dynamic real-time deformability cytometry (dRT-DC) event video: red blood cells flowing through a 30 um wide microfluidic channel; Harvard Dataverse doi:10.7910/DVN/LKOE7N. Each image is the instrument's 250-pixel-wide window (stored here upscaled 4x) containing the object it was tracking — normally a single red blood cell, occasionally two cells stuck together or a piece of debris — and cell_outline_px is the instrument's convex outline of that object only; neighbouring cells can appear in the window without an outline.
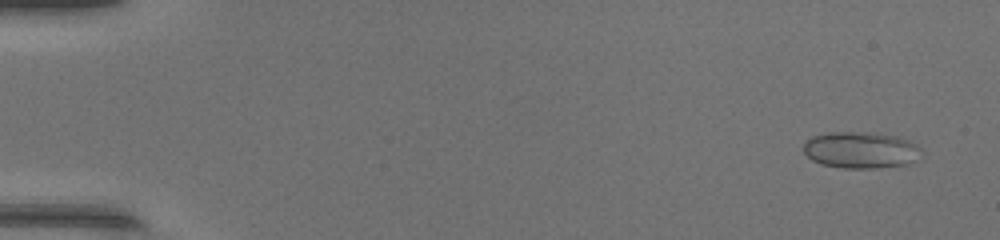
{"species": "common noctule bat (a hibernating species)", "species_latin": "Nyctalus noctula", "temperature_condition": "warm", "stored_images_in_passage": 48, "camera_frame_rate_fps": 3000, "um_per_image_px": 0.085, "animal": {"sex": "female", "body_mass_g": 17.0, "forearm_length_mm": 48.0}, "frame": {"image": 1, "passage_image": 3, "time_ms": 0.667, "image_size_px": [1000, 240], "cell_outline_px": [[924, 152], [920, 160], [908, 164], [876, 168], [844, 168], [820, 164], [812, 160], [804, 152], [804, 144], [812, 136], [828, 132], [864, 132], [900, 136], [916, 144]], "centroid_in_image_um": [73.23, 12.76], "position_along_channel_um": 11.8, "area_um2": 25.43}}
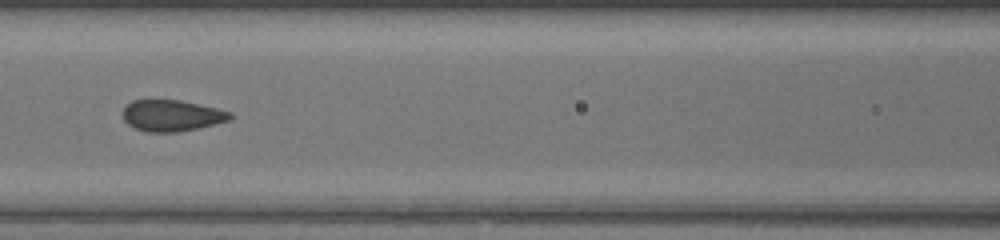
{"frame": {"image": 2, "passage_image": 23, "time_ms": 7.333, "image_size_px": [1000, 240], "cell_outline_px": [[232, 116], [228, 120], [196, 128], [176, 132], [148, 132], [136, 128], [128, 124], [124, 120], [124, 108], [132, 100], [180, 100], [216, 108], [232, 112]], "centroid_in_image_um": [14.58, 9.82], "position_along_channel_um": 152.0, "area_um2": 19.19}}
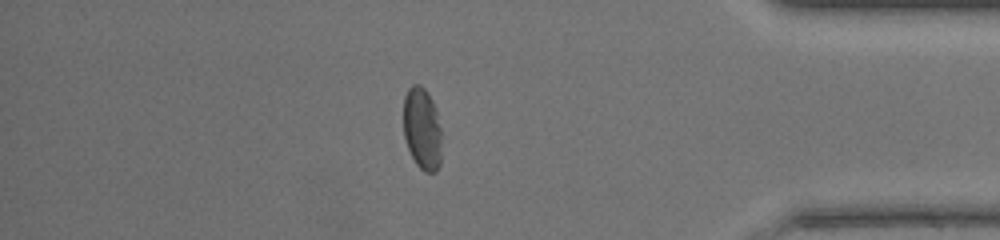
{"frame": {"image": 3, "passage_image": 42, "time_ms": 13.667, "image_size_px": [1000, 240], "cell_outline_px": [[440, 164], [436, 172], [424, 172], [416, 164], [408, 148], [404, 136], [404, 96], [408, 88], [412, 84], [420, 84], [428, 92], [436, 108], [440, 128]], "centroid_in_image_um": [35.87, 10.92], "position_along_channel_um": 399.3, "area_um2": 18.32}, "authors_computed_cell_mechanics": {"area_um2": 20.4034, "velocity_mm_per_s": 4.3878, "shape_relaxation_time_tau1_ms": 8.2219, "shape_relaxation_time_tau2_ms": 0.4743, "deformation_change_tau1": 0.1636, "deformation_change_tau2": 0.0529}}